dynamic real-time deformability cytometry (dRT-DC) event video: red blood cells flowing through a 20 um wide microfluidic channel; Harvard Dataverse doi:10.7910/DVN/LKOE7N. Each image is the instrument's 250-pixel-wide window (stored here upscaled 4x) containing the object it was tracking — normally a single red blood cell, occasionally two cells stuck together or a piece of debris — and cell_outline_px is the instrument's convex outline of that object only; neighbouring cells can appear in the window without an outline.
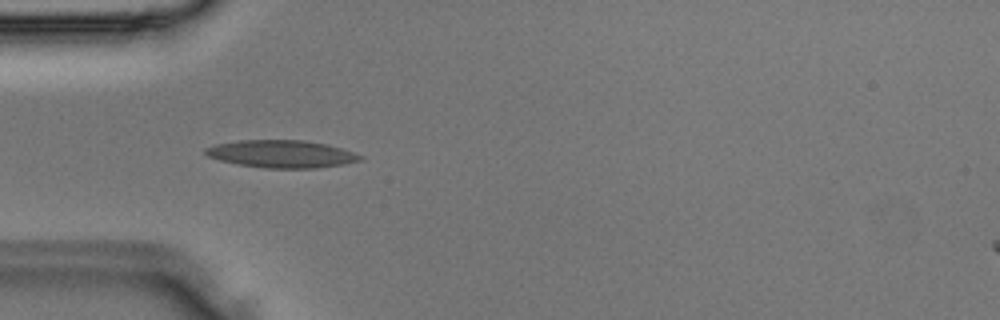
{"species": "Egyptian fruit bat (a non-hibernating species)", "species_latin": "Rousettus aegyptiacus", "temperature_condition": "room temperature", "stored_images_in_passage": 3, "camera_frame_rate_fps": 3000, "um_per_image_px": 0.085, "animal": {"sex": "male"}, "frame": {"image": 1, "passage_image": 3, "time_ms": 0.667, "image_size_px": [1000, 320], "cell_outline_px": [[364, 160], [344, 164], [316, 168], [264, 168], [240, 164], [220, 160], [208, 156], [204, 152], [204, 148], [216, 144], [240, 140], [304, 140], [328, 144], [364, 156]], "centroid_in_image_um": [23.96, 13.08], "position_along_channel_um": 61.0, "area_um2": 24.8}}